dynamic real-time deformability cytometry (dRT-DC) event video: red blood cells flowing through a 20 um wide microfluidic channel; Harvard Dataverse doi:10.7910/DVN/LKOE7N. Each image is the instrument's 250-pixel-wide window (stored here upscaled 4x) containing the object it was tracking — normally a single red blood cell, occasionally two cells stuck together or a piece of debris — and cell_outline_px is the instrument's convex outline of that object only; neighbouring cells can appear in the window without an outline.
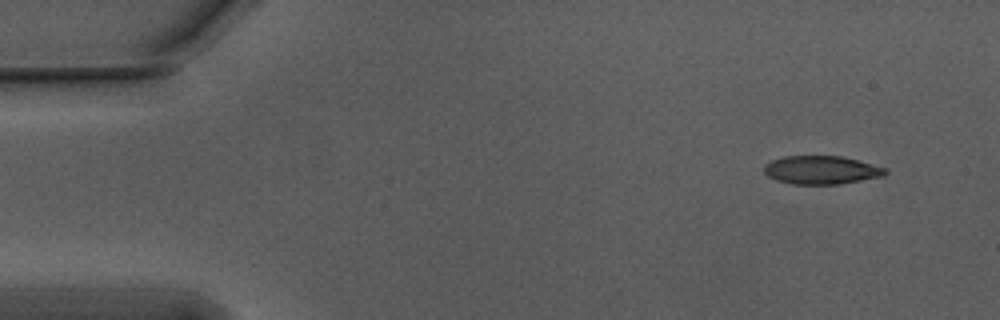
{"species": "Egyptian fruit bat (a non-hibernating species)", "species_latin": "Rousettus aegyptiacus", "temperature_condition": "warm", "stored_images_in_passage": 51, "camera_frame_rate_fps": 3000, "um_per_image_px": 0.085, "animal": {"sex": "male"}, "frame": {"image": 1, "passage_image": 1, "time_ms": 0.0, "image_size_px": [1000, 320], "cell_outline_px": [[888, 172], [884, 176], [840, 184], [792, 184], [776, 180], [768, 176], [764, 172], [764, 164], [772, 160], [784, 156], [840, 156], [888, 168]], "centroid_in_image_um": [69.82, 14.45], "position_along_channel_um": 15.2, "area_um2": 20.06}}
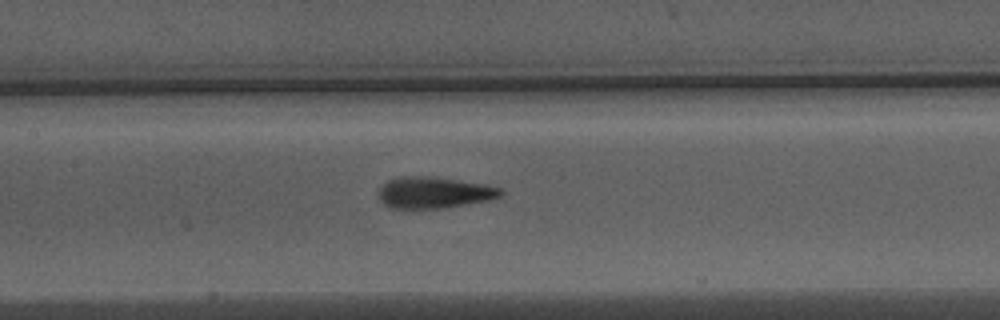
{"frame": {"image": 2, "passage_image": 22, "time_ms": 7.0, "image_size_px": [1000, 320], "cell_outline_px": [[504, 196], [488, 200], [444, 208], [392, 208], [384, 204], [380, 200], [380, 188], [388, 180], [396, 176], [428, 176], [488, 184], [500, 188], [504, 192]], "centroid_in_image_um": [36.93, 16.36], "position_along_channel_um": 170.5, "area_um2": 22.37}}
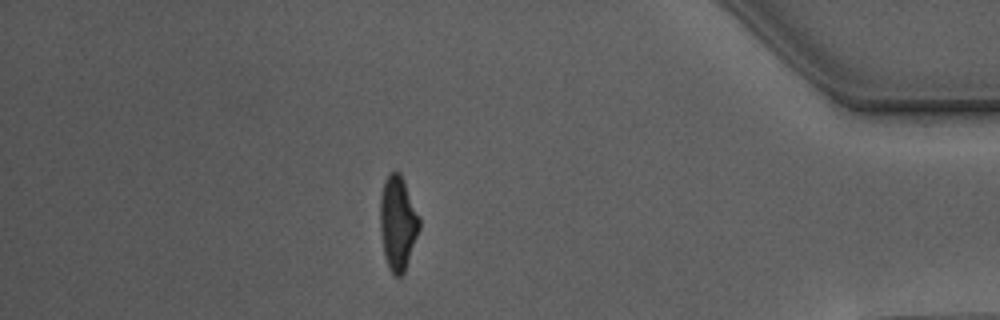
{"frame": {"image": 3, "passage_image": 44, "time_ms": 14.333, "image_size_px": [1000, 320], "cell_outline_px": [[420, 228], [404, 272], [400, 276], [396, 276], [388, 268], [384, 256], [380, 228], [380, 196], [384, 180], [392, 172], [400, 172], [404, 180], [420, 220]], "centroid_in_image_um": [33.8, 18.96], "position_along_channel_um": 401.4, "area_um2": 21.33}, "authors_computed_cell_mechanics": {"area_um2": 21.5594, "velocity_mm_per_s": 3.7617, "shape_relaxation_time_tau1_ms": 4.2557, "shape_relaxation_time_tau2_ms": 1.3418, "deformation_change_tau1": 0.189, "deformation_change_tau2": 0.0964}}